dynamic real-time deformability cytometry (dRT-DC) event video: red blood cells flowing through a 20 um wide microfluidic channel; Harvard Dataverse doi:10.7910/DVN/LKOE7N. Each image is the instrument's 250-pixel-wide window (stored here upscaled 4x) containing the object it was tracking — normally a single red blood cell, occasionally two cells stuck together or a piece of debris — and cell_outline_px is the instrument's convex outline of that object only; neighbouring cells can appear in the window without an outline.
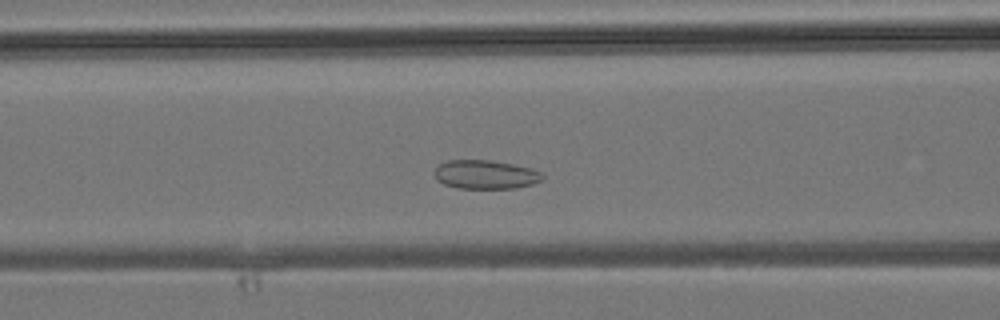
{"species": "common noctule bat (a hibernating species)", "species_latin": "Nyctalus noctula", "temperature_condition": "room temperature", "stored_images_in_passage": 39, "camera_frame_rate_fps": 3000, "um_per_image_px": 0.085, "animal": {"sex": "male", "body_mass_g": 19.2, "forearm_length_mm": 51.8}, "frame": {"image": 1, "passage_image": 13, "time_ms": 4.0, "image_size_px": [1000, 320], "cell_outline_px": [[544, 180], [532, 184], [516, 188], [456, 188], [444, 184], [436, 180], [432, 172], [436, 164], [448, 160], [488, 160], [512, 164], [532, 168], [540, 172], [544, 176]], "centroid_in_image_um": [41.21, 14.83], "position_along_channel_um": 125.4, "area_um2": 18.44}}
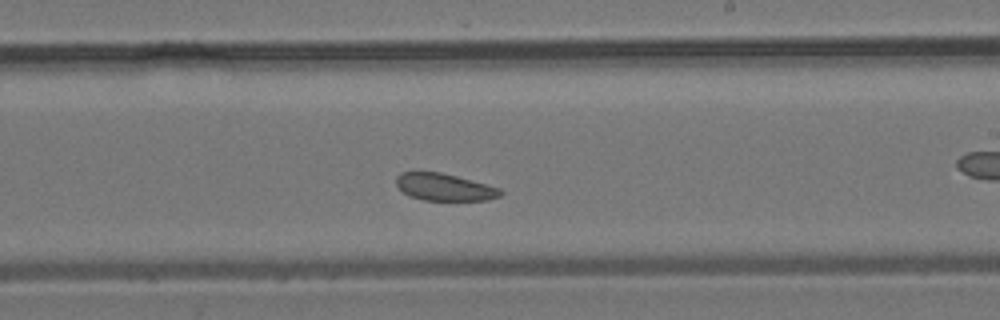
{"frame": {"image": 2, "passage_image": 21, "time_ms": 6.667, "image_size_px": [1000, 320], "cell_outline_px": [[504, 192], [500, 196], [488, 200], [424, 200], [408, 196], [396, 184], [396, 176], [400, 172], [440, 172], [456, 176], [500, 188]], "centroid_in_image_um": [37.77, 15.91], "position_along_channel_um": 251.2, "area_um2": 16.42}}
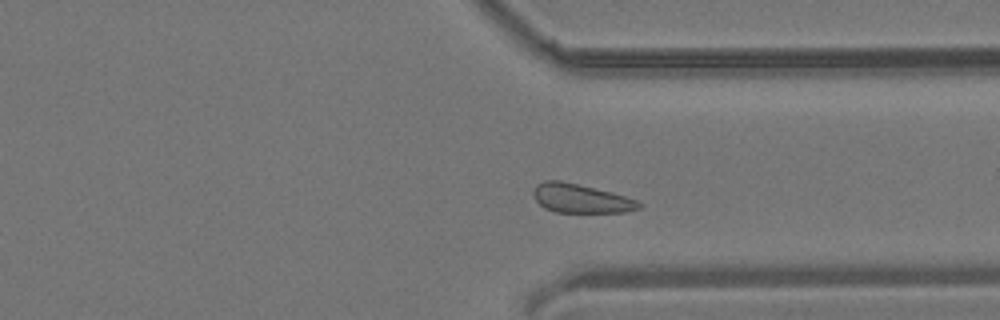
{"frame": {"image": 3, "passage_image": 28, "time_ms": 9.0, "image_size_px": [1000, 320], "cell_outline_px": [[644, 204], [640, 208], [628, 212], [556, 212], [544, 208], [536, 200], [532, 192], [536, 184], [544, 180], [560, 180], [612, 192], [636, 200]], "centroid_in_image_um": [49.36, 16.87], "position_along_channel_um": 362.0, "area_um2": 17.8}}